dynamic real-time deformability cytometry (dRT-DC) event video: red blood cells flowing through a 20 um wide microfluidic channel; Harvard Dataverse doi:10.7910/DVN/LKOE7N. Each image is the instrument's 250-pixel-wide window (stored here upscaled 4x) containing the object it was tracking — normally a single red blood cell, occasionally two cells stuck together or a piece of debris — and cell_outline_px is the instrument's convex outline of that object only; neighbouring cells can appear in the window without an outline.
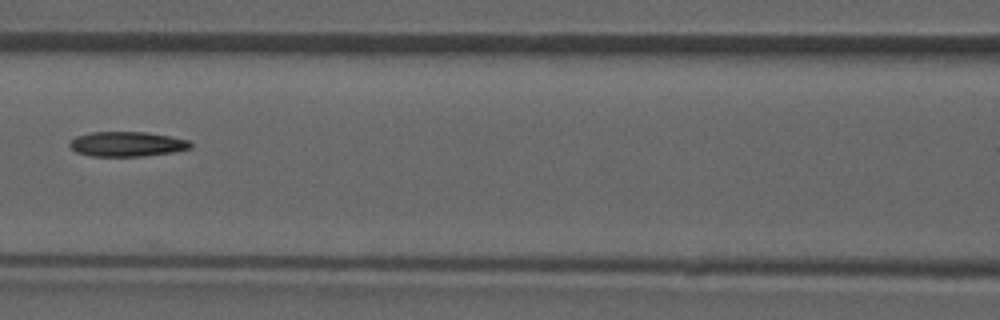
{"species": "common noctule bat (a hibernating species)", "species_latin": "Nyctalus noctula", "temperature_condition": "room temperature", "stored_images_in_passage": 8, "camera_frame_rate_fps": 3000, "um_per_image_px": 0.085, "animal": {"sex": "male", "forearm_length_mm": 52.5}, "frame": {"image": 1, "passage_image": 7, "time_ms": 6.667, "image_size_px": [1000, 320], "cell_outline_px": [[192, 148], [172, 152], [144, 156], [92, 156], [76, 152], [68, 144], [76, 136], [88, 132], [144, 132], [168, 136], [188, 140], [192, 144]], "centroid_in_image_um": [10.78, 12.24], "position_along_channel_um": 155.8, "area_um2": 17.4}}